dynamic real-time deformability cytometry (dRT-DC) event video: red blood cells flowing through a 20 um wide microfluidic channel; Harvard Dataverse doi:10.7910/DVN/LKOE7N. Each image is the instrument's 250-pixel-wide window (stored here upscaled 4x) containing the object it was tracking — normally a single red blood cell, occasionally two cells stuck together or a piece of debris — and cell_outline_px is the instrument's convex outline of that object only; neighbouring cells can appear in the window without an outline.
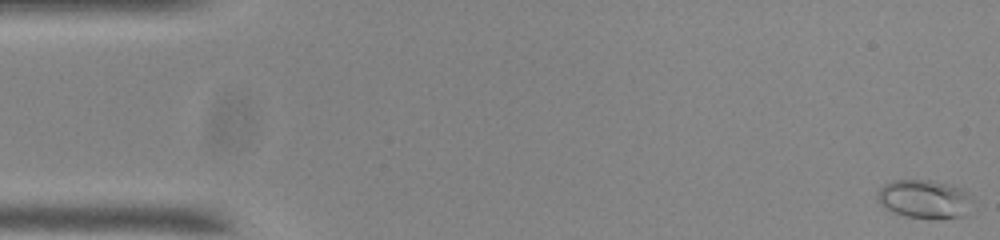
{"species": "common noctule bat (a hibernating species)", "species_latin": "Nyctalus noctula", "temperature_condition": "room temperature", "stored_images_in_passage": 55, "camera_frame_rate_fps": 3000, "um_per_image_px": 0.085, "animal": {"sex": "male", "body_mass_g": 20.0, "forearm_length_mm": 53.3}, "frame": {"image": 1, "passage_image": 1, "time_ms": 0.0, "image_size_px": [1000, 240], "cell_outline_px": [[972, 200], [960, 216], [940, 220], [928, 220], [904, 216], [892, 212], [884, 208], [880, 204], [876, 196], [876, 192], [884, 184], [892, 180], [932, 180], [948, 184], [960, 188]], "centroid_in_image_um": [78.47, 16.94], "position_along_channel_um": 6.5, "area_um2": 21.44}}
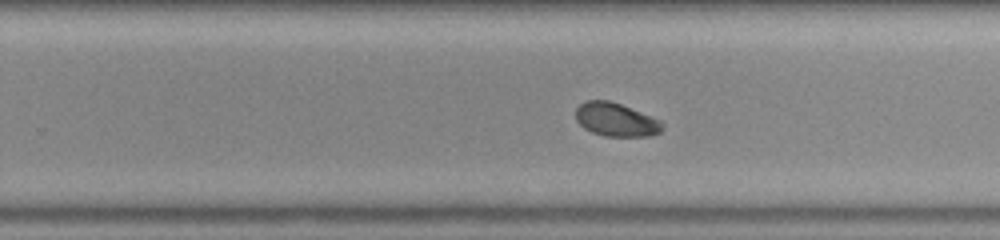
{"frame": {"image": 2, "passage_image": 34, "time_ms": 11.0, "image_size_px": [1000, 240], "cell_outline_px": [[664, 128], [660, 132], [648, 136], [604, 136], [592, 132], [584, 128], [576, 120], [576, 108], [580, 104], [588, 100], [608, 100], [620, 104], [660, 120], [664, 124]], "centroid_in_image_um": [52.35, 10.18], "position_along_channel_um": 277.5, "area_um2": 16.76}}
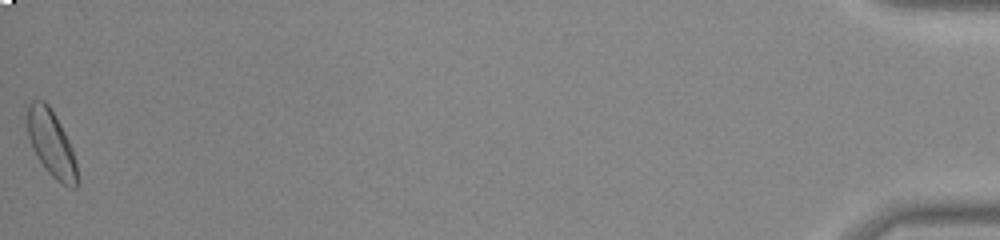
{"frame": {"image": 3, "passage_image": 55, "time_ms": 18.0, "image_size_px": [1000, 240], "cell_outline_px": [[76, 188], [72, 188], [60, 184], [44, 168], [36, 156], [32, 148], [28, 136], [28, 104], [32, 100], [44, 100], [48, 104], [60, 124], [72, 148], [76, 160]], "centroid_in_image_um": [4.35, 12.21], "position_along_channel_um": 430.9, "area_um2": 19.07}, "authors_computed_cell_mechanics": {"area_um2": 17.4556, "velocity_mm_per_s": 3.7125, "shape_relaxation_time_tau1_ms": 3.5551, "shape_relaxation_time_tau2_ms": null, "deformation_change_tau1": 0.1062, "deformation_change_tau2": null}}